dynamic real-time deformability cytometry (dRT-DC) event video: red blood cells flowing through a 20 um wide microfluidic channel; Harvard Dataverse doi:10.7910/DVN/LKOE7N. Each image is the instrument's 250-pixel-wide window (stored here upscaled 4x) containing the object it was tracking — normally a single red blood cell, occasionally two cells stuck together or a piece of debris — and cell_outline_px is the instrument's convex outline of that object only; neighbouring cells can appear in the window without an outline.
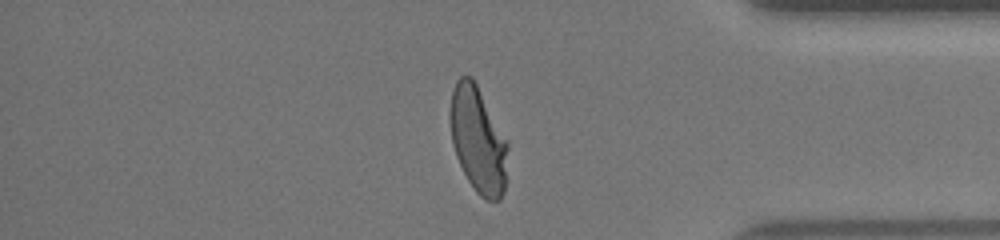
{"species": "human", "species_latin": "Homo sapiens", "temperature_condition": "warm", "stored_images_in_passage": 39, "camera_frame_rate_fps": 3000, "um_per_image_px": 0.085, "donor": {"sex": "female"}, "frame": {"image": 1, "passage_image": 34, "time_ms": 11.0, "image_size_px": [1000, 240], "cell_outline_px": [[508, 148], [504, 192], [500, 200], [484, 200], [476, 192], [468, 180], [456, 156], [452, 144], [448, 120], [448, 116], [452, 92], [456, 80], [460, 76], [472, 76], [508, 140]], "centroid_in_image_um": [40.62, 11.87], "position_along_channel_um": 394.6, "area_um2": 36.07}}